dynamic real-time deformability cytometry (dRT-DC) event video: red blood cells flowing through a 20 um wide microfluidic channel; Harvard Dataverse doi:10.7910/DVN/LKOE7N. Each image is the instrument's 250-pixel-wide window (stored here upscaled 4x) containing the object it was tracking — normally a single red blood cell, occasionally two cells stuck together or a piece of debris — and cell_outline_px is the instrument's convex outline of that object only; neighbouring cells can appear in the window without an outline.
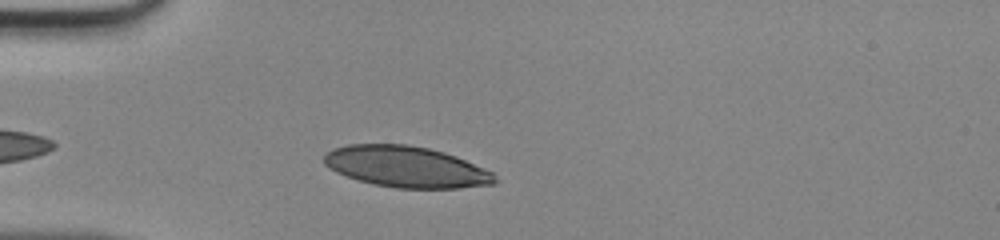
{"species": "human", "species_latin": "Homo sapiens", "temperature_condition": "room temperature", "stored_images_in_passage": 38, "camera_frame_rate_fps": 3000, "um_per_image_px": 0.085, "donor": {"sex": "male"}, "frame": {"image": 1, "passage_image": 4, "time_ms": 1.0, "image_size_px": [1000, 240], "cell_outline_px": [[500, 180], [496, 184], [456, 188], [396, 188], [372, 184], [336, 172], [324, 164], [324, 156], [332, 148], [348, 144], [408, 144], [428, 148], [444, 152], [456, 156], [492, 172]], "centroid_in_image_um": [34.54, 14.18], "position_along_channel_um": 50.5, "area_um2": 40.92}}
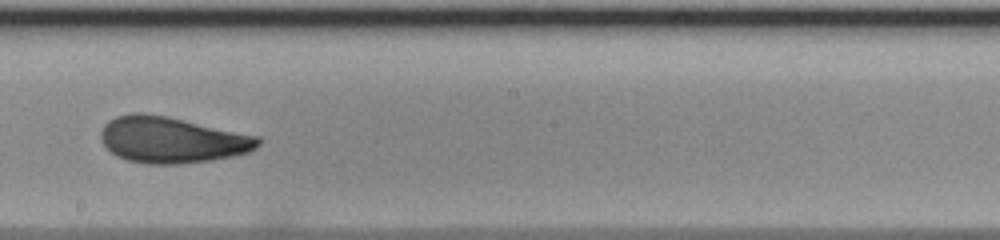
{"frame": {"image": 2, "passage_image": 18, "time_ms": 5.667, "image_size_px": [1000, 240], "cell_outline_px": [[260, 144], [256, 148], [248, 152], [232, 156], [212, 160], [180, 164], [144, 164], [128, 160], [116, 156], [104, 144], [100, 136], [100, 132], [104, 124], [108, 120], [116, 116], [132, 112], [136, 112], [168, 116], [260, 136]], "centroid_in_image_um": [14.61, 11.88], "position_along_channel_um": 233.6, "area_um2": 42.54}}
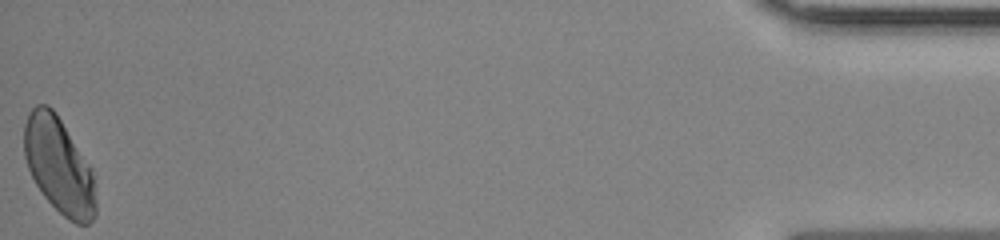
{"frame": {"image": 3, "passage_image": 38, "time_ms": 12.333, "image_size_px": [1000, 240], "cell_outline_px": [[96, 216], [88, 224], [76, 224], [68, 220], [44, 196], [36, 184], [28, 168], [24, 156], [24, 124], [32, 108], [36, 104], [48, 104], [56, 112], [92, 168], [96, 200]], "centroid_in_image_um": [5.02, 14.07], "position_along_channel_um": 430.2, "area_um2": 40.11}}